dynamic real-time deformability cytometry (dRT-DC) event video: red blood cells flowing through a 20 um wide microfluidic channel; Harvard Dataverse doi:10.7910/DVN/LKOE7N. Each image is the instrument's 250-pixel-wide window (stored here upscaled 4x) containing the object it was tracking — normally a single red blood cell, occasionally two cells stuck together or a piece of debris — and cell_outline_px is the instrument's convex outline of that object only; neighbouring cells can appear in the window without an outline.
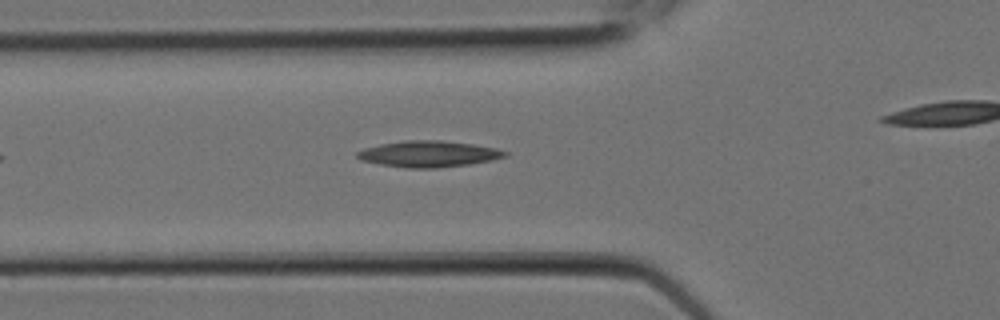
{"species": "Egyptian fruit bat (a non-hibernating species)", "species_latin": "Rousettus aegyptiacus", "temperature_condition": "room temperature", "stored_images_in_passage": 6, "camera_frame_rate_fps": 3000, "um_per_image_px": 0.085, "animal": {"sex": "female"}, "frame": {"image": 1, "passage_image": 6, "time_ms": 1.667, "image_size_px": [1000, 320], "cell_outline_px": [[508, 156], [492, 160], [468, 164], [436, 168], [408, 168], [380, 164], [360, 160], [356, 156], [356, 152], [364, 148], [380, 144], [408, 140], [440, 140], [472, 144], [496, 148], [508, 152]], "centroid_in_image_um": [36.43, 13.08], "position_along_channel_um": 89.4, "area_um2": 22.48}}